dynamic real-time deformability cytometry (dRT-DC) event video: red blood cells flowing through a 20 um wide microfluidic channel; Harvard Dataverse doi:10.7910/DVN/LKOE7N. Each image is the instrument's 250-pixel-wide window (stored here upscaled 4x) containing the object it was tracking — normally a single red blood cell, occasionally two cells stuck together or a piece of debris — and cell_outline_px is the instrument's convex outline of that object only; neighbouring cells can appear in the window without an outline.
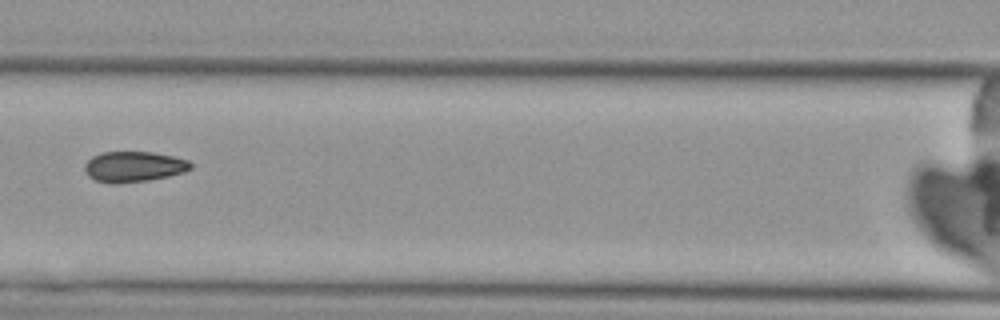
{"species": "Egyptian fruit bat (a non-hibernating species)", "species_latin": "Rousettus aegyptiacus", "temperature_condition": "cold", "stored_images_in_passage": 7, "camera_frame_rate_fps": 3000, "um_per_image_px": 0.085, "animal": {"sex": "female"}, "frame": {"image": 1, "passage_image": 7, "time_ms": 8.0, "image_size_px": [1000, 320], "cell_outline_px": [[192, 168], [184, 172], [168, 176], [148, 180], [120, 184], [112, 184], [96, 180], [88, 176], [84, 172], [84, 164], [92, 156], [100, 152], [152, 152], [172, 156], [188, 160], [192, 164]], "centroid_in_image_um": [11.34, 14.17], "position_along_channel_um": 155.3, "area_um2": 19.02}}